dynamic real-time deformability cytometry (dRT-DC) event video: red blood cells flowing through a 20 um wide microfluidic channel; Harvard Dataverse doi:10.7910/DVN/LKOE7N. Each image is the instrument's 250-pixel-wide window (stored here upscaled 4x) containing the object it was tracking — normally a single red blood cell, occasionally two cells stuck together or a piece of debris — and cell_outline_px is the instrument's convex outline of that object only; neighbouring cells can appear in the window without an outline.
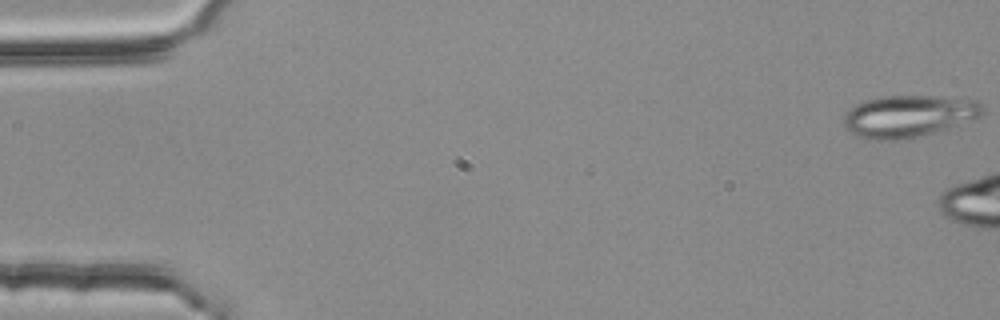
{"species": "common noctule bat (a hibernating species)", "species_latin": "Nyctalus noctula", "temperature_condition": "room temperature", "stored_images_in_passage": 11, "camera_frame_rate_fps": 3000, "um_per_image_px": 0.085, "animal": {"sex": "female", "body_mass_g": 25.1}, "frame": {"image": 1, "passage_image": 1, "time_ms": 0.0, "image_size_px": [1000, 320], "cell_outline_px": [[984, 112], [980, 120], [900, 140], [872, 140], [856, 136], [844, 128], [844, 116], [856, 104], [868, 100], [884, 96], [936, 96], [980, 100], [984, 108]], "centroid_in_image_um": [77.32, 9.87], "position_along_channel_um": 7.7, "area_um2": 34.28}}